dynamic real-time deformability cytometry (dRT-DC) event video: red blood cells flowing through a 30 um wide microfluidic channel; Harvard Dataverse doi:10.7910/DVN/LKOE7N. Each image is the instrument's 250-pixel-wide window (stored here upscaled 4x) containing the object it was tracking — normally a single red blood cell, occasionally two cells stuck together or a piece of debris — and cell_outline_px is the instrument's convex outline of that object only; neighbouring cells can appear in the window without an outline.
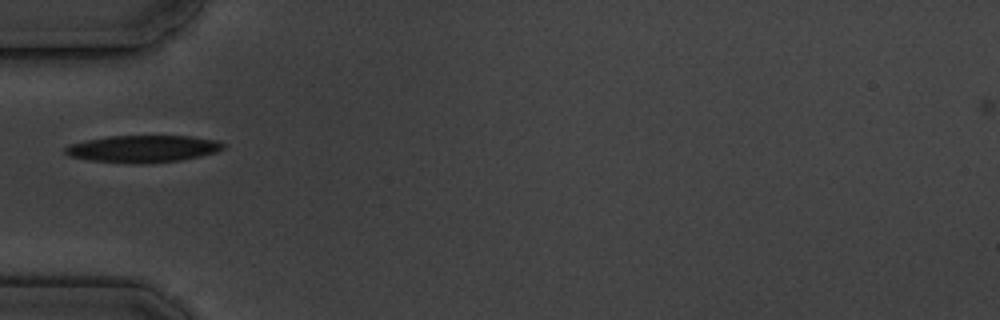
{"species": "common noctule bat (a hibernating species)", "species_latin": "Nyctalus noctula", "temperature_condition": "cold", "stored_images_in_passage": 2, "camera_frame_rate_fps": 3000, "um_per_image_px": 0.085, "animal": {"sex": "male", "body_mass_g": 19.5, "forearm_length_mm": 54.6}, "frame": {"image": 1, "passage_image": 2, "time_ms": 1.0, "image_size_px": [1000, 320], "cell_outline_px": [[224, 148], [216, 152], [200, 156], [180, 160], [88, 160], [68, 156], [64, 152], [64, 148], [68, 144], [84, 140], [108, 136], [192, 136], [220, 140], [224, 144]], "centroid_in_image_um": [12.16, 12.58], "position_along_channel_um": 72.8, "area_um2": 23.81}}